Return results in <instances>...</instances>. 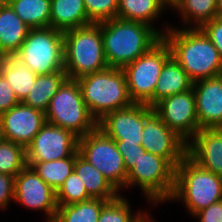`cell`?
<instances>
[{
	"mask_svg": "<svg viewBox=\"0 0 222 222\" xmlns=\"http://www.w3.org/2000/svg\"><path fill=\"white\" fill-rule=\"evenodd\" d=\"M79 154L98 169L119 191L126 189L127 171L115 140L100 128L78 139Z\"/></svg>",
	"mask_w": 222,
	"mask_h": 222,
	"instance_id": "cell-9",
	"label": "cell"
},
{
	"mask_svg": "<svg viewBox=\"0 0 222 222\" xmlns=\"http://www.w3.org/2000/svg\"><path fill=\"white\" fill-rule=\"evenodd\" d=\"M172 10L179 12L181 28H200L219 16L217 0H180Z\"/></svg>",
	"mask_w": 222,
	"mask_h": 222,
	"instance_id": "cell-26",
	"label": "cell"
},
{
	"mask_svg": "<svg viewBox=\"0 0 222 222\" xmlns=\"http://www.w3.org/2000/svg\"><path fill=\"white\" fill-rule=\"evenodd\" d=\"M74 171L80 177L91 198L115 200L121 193L106 179L103 174L76 151Z\"/></svg>",
	"mask_w": 222,
	"mask_h": 222,
	"instance_id": "cell-22",
	"label": "cell"
},
{
	"mask_svg": "<svg viewBox=\"0 0 222 222\" xmlns=\"http://www.w3.org/2000/svg\"><path fill=\"white\" fill-rule=\"evenodd\" d=\"M78 137L46 122L26 148L27 166L70 157L78 150Z\"/></svg>",
	"mask_w": 222,
	"mask_h": 222,
	"instance_id": "cell-12",
	"label": "cell"
},
{
	"mask_svg": "<svg viewBox=\"0 0 222 222\" xmlns=\"http://www.w3.org/2000/svg\"><path fill=\"white\" fill-rule=\"evenodd\" d=\"M168 8L161 0H119L117 18L142 22L153 27L161 36L171 26L158 28L154 23Z\"/></svg>",
	"mask_w": 222,
	"mask_h": 222,
	"instance_id": "cell-21",
	"label": "cell"
},
{
	"mask_svg": "<svg viewBox=\"0 0 222 222\" xmlns=\"http://www.w3.org/2000/svg\"><path fill=\"white\" fill-rule=\"evenodd\" d=\"M15 177L0 173V211H5L14 201Z\"/></svg>",
	"mask_w": 222,
	"mask_h": 222,
	"instance_id": "cell-36",
	"label": "cell"
},
{
	"mask_svg": "<svg viewBox=\"0 0 222 222\" xmlns=\"http://www.w3.org/2000/svg\"><path fill=\"white\" fill-rule=\"evenodd\" d=\"M124 196L109 201L100 212L98 222H144L150 216L146 210L132 212L129 200Z\"/></svg>",
	"mask_w": 222,
	"mask_h": 222,
	"instance_id": "cell-30",
	"label": "cell"
},
{
	"mask_svg": "<svg viewBox=\"0 0 222 222\" xmlns=\"http://www.w3.org/2000/svg\"><path fill=\"white\" fill-rule=\"evenodd\" d=\"M30 28L50 27L51 0H6Z\"/></svg>",
	"mask_w": 222,
	"mask_h": 222,
	"instance_id": "cell-27",
	"label": "cell"
},
{
	"mask_svg": "<svg viewBox=\"0 0 222 222\" xmlns=\"http://www.w3.org/2000/svg\"><path fill=\"white\" fill-rule=\"evenodd\" d=\"M153 110L186 143L200 130L193 88L162 99L153 106Z\"/></svg>",
	"mask_w": 222,
	"mask_h": 222,
	"instance_id": "cell-13",
	"label": "cell"
},
{
	"mask_svg": "<svg viewBox=\"0 0 222 222\" xmlns=\"http://www.w3.org/2000/svg\"><path fill=\"white\" fill-rule=\"evenodd\" d=\"M222 200V177L201 168L188 155L177 165L169 202L178 201L190 216Z\"/></svg>",
	"mask_w": 222,
	"mask_h": 222,
	"instance_id": "cell-3",
	"label": "cell"
},
{
	"mask_svg": "<svg viewBox=\"0 0 222 222\" xmlns=\"http://www.w3.org/2000/svg\"><path fill=\"white\" fill-rule=\"evenodd\" d=\"M37 75L64 70V34L53 27L30 29L15 54Z\"/></svg>",
	"mask_w": 222,
	"mask_h": 222,
	"instance_id": "cell-8",
	"label": "cell"
},
{
	"mask_svg": "<svg viewBox=\"0 0 222 222\" xmlns=\"http://www.w3.org/2000/svg\"><path fill=\"white\" fill-rule=\"evenodd\" d=\"M19 103L6 78L0 73V114L10 110Z\"/></svg>",
	"mask_w": 222,
	"mask_h": 222,
	"instance_id": "cell-37",
	"label": "cell"
},
{
	"mask_svg": "<svg viewBox=\"0 0 222 222\" xmlns=\"http://www.w3.org/2000/svg\"><path fill=\"white\" fill-rule=\"evenodd\" d=\"M217 7L219 16L222 17V0H217Z\"/></svg>",
	"mask_w": 222,
	"mask_h": 222,
	"instance_id": "cell-40",
	"label": "cell"
},
{
	"mask_svg": "<svg viewBox=\"0 0 222 222\" xmlns=\"http://www.w3.org/2000/svg\"><path fill=\"white\" fill-rule=\"evenodd\" d=\"M192 87L193 81L180 64L171 56L162 67L153 97L146 104L153 107L162 99L187 92Z\"/></svg>",
	"mask_w": 222,
	"mask_h": 222,
	"instance_id": "cell-19",
	"label": "cell"
},
{
	"mask_svg": "<svg viewBox=\"0 0 222 222\" xmlns=\"http://www.w3.org/2000/svg\"><path fill=\"white\" fill-rule=\"evenodd\" d=\"M91 199L83 182L73 170L56 191L57 206L75 204Z\"/></svg>",
	"mask_w": 222,
	"mask_h": 222,
	"instance_id": "cell-32",
	"label": "cell"
},
{
	"mask_svg": "<svg viewBox=\"0 0 222 222\" xmlns=\"http://www.w3.org/2000/svg\"><path fill=\"white\" fill-rule=\"evenodd\" d=\"M64 34V70L78 79L109 67L103 46L101 22L70 29Z\"/></svg>",
	"mask_w": 222,
	"mask_h": 222,
	"instance_id": "cell-5",
	"label": "cell"
},
{
	"mask_svg": "<svg viewBox=\"0 0 222 222\" xmlns=\"http://www.w3.org/2000/svg\"><path fill=\"white\" fill-rule=\"evenodd\" d=\"M14 202L26 209L44 212L46 222H53L58 208L56 191L27 165L15 176Z\"/></svg>",
	"mask_w": 222,
	"mask_h": 222,
	"instance_id": "cell-14",
	"label": "cell"
},
{
	"mask_svg": "<svg viewBox=\"0 0 222 222\" xmlns=\"http://www.w3.org/2000/svg\"><path fill=\"white\" fill-rule=\"evenodd\" d=\"M46 122L72 132L78 138L94 131L97 120L91 115L83 100L77 79L67 78L52 97L47 111Z\"/></svg>",
	"mask_w": 222,
	"mask_h": 222,
	"instance_id": "cell-6",
	"label": "cell"
},
{
	"mask_svg": "<svg viewBox=\"0 0 222 222\" xmlns=\"http://www.w3.org/2000/svg\"><path fill=\"white\" fill-rule=\"evenodd\" d=\"M200 129L222 128V74L193 82Z\"/></svg>",
	"mask_w": 222,
	"mask_h": 222,
	"instance_id": "cell-17",
	"label": "cell"
},
{
	"mask_svg": "<svg viewBox=\"0 0 222 222\" xmlns=\"http://www.w3.org/2000/svg\"><path fill=\"white\" fill-rule=\"evenodd\" d=\"M4 140V136H3V129L1 126V120H0V142Z\"/></svg>",
	"mask_w": 222,
	"mask_h": 222,
	"instance_id": "cell-41",
	"label": "cell"
},
{
	"mask_svg": "<svg viewBox=\"0 0 222 222\" xmlns=\"http://www.w3.org/2000/svg\"><path fill=\"white\" fill-rule=\"evenodd\" d=\"M0 120L4 140L21 144L25 148L46 123L44 112L22 102L0 114Z\"/></svg>",
	"mask_w": 222,
	"mask_h": 222,
	"instance_id": "cell-16",
	"label": "cell"
},
{
	"mask_svg": "<svg viewBox=\"0 0 222 222\" xmlns=\"http://www.w3.org/2000/svg\"><path fill=\"white\" fill-rule=\"evenodd\" d=\"M67 78L65 71L38 75L33 87L22 103L45 113L52 97Z\"/></svg>",
	"mask_w": 222,
	"mask_h": 222,
	"instance_id": "cell-25",
	"label": "cell"
},
{
	"mask_svg": "<svg viewBox=\"0 0 222 222\" xmlns=\"http://www.w3.org/2000/svg\"><path fill=\"white\" fill-rule=\"evenodd\" d=\"M175 171L167 159L145 152L128 171L126 189L140 188L151 206L166 203L173 194Z\"/></svg>",
	"mask_w": 222,
	"mask_h": 222,
	"instance_id": "cell-7",
	"label": "cell"
},
{
	"mask_svg": "<svg viewBox=\"0 0 222 222\" xmlns=\"http://www.w3.org/2000/svg\"><path fill=\"white\" fill-rule=\"evenodd\" d=\"M112 200L91 198L87 201L58 206L53 222H98L103 207Z\"/></svg>",
	"mask_w": 222,
	"mask_h": 222,
	"instance_id": "cell-28",
	"label": "cell"
},
{
	"mask_svg": "<svg viewBox=\"0 0 222 222\" xmlns=\"http://www.w3.org/2000/svg\"><path fill=\"white\" fill-rule=\"evenodd\" d=\"M141 146L157 156L167 159L175 168L187 155V143L171 130L153 110L145 104V125Z\"/></svg>",
	"mask_w": 222,
	"mask_h": 222,
	"instance_id": "cell-11",
	"label": "cell"
},
{
	"mask_svg": "<svg viewBox=\"0 0 222 222\" xmlns=\"http://www.w3.org/2000/svg\"><path fill=\"white\" fill-rule=\"evenodd\" d=\"M193 218L199 222H222V200L197 212Z\"/></svg>",
	"mask_w": 222,
	"mask_h": 222,
	"instance_id": "cell-38",
	"label": "cell"
},
{
	"mask_svg": "<svg viewBox=\"0 0 222 222\" xmlns=\"http://www.w3.org/2000/svg\"><path fill=\"white\" fill-rule=\"evenodd\" d=\"M164 5L169 8V9H173L174 6L180 1V0H161Z\"/></svg>",
	"mask_w": 222,
	"mask_h": 222,
	"instance_id": "cell-39",
	"label": "cell"
},
{
	"mask_svg": "<svg viewBox=\"0 0 222 222\" xmlns=\"http://www.w3.org/2000/svg\"><path fill=\"white\" fill-rule=\"evenodd\" d=\"M0 73L6 78L19 102L24 101L38 76L15 55L2 56Z\"/></svg>",
	"mask_w": 222,
	"mask_h": 222,
	"instance_id": "cell-24",
	"label": "cell"
},
{
	"mask_svg": "<svg viewBox=\"0 0 222 222\" xmlns=\"http://www.w3.org/2000/svg\"><path fill=\"white\" fill-rule=\"evenodd\" d=\"M26 165L23 145L8 140L0 142V173L15 177Z\"/></svg>",
	"mask_w": 222,
	"mask_h": 222,
	"instance_id": "cell-31",
	"label": "cell"
},
{
	"mask_svg": "<svg viewBox=\"0 0 222 222\" xmlns=\"http://www.w3.org/2000/svg\"><path fill=\"white\" fill-rule=\"evenodd\" d=\"M187 155L201 168L222 177V128L200 129L187 143Z\"/></svg>",
	"mask_w": 222,
	"mask_h": 222,
	"instance_id": "cell-18",
	"label": "cell"
},
{
	"mask_svg": "<svg viewBox=\"0 0 222 222\" xmlns=\"http://www.w3.org/2000/svg\"><path fill=\"white\" fill-rule=\"evenodd\" d=\"M76 152L60 160L38 162L33 168L43 181L57 191L74 170Z\"/></svg>",
	"mask_w": 222,
	"mask_h": 222,
	"instance_id": "cell-29",
	"label": "cell"
},
{
	"mask_svg": "<svg viewBox=\"0 0 222 222\" xmlns=\"http://www.w3.org/2000/svg\"><path fill=\"white\" fill-rule=\"evenodd\" d=\"M162 38L193 82L222 74V58L200 28L180 29L171 25Z\"/></svg>",
	"mask_w": 222,
	"mask_h": 222,
	"instance_id": "cell-1",
	"label": "cell"
},
{
	"mask_svg": "<svg viewBox=\"0 0 222 222\" xmlns=\"http://www.w3.org/2000/svg\"><path fill=\"white\" fill-rule=\"evenodd\" d=\"M145 125V104L131 106L106 114L98 121L100 128L115 141L141 145Z\"/></svg>",
	"mask_w": 222,
	"mask_h": 222,
	"instance_id": "cell-15",
	"label": "cell"
},
{
	"mask_svg": "<svg viewBox=\"0 0 222 222\" xmlns=\"http://www.w3.org/2000/svg\"><path fill=\"white\" fill-rule=\"evenodd\" d=\"M89 24L84 0H51L50 27L65 32Z\"/></svg>",
	"mask_w": 222,
	"mask_h": 222,
	"instance_id": "cell-23",
	"label": "cell"
},
{
	"mask_svg": "<svg viewBox=\"0 0 222 222\" xmlns=\"http://www.w3.org/2000/svg\"><path fill=\"white\" fill-rule=\"evenodd\" d=\"M29 30L30 28L4 0L0 5V54L15 55L20 50Z\"/></svg>",
	"mask_w": 222,
	"mask_h": 222,
	"instance_id": "cell-20",
	"label": "cell"
},
{
	"mask_svg": "<svg viewBox=\"0 0 222 222\" xmlns=\"http://www.w3.org/2000/svg\"><path fill=\"white\" fill-rule=\"evenodd\" d=\"M170 57V47L162 38L148 52L122 68L134 103L146 104L153 97L162 67Z\"/></svg>",
	"mask_w": 222,
	"mask_h": 222,
	"instance_id": "cell-10",
	"label": "cell"
},
{
	"mask_svg": "<svg viewBox=\"0 0 222 222\" xmlns=\"http://www.w3.org/2000/svg\"><path fill=\"white\" fill-rule=\"evenodd\" d=\"M91 115L101 120L109 112L131 106L126 76L122 68L108 67L77 79Z\"/></svg>",
	"mask_w": 222,
	"mask_h": 222,
	"instance_id": "cell-4",
	"label": "cell"
},
{
	"mask_svg": "<svg viewBox=\"0 0 222 222\" xmlns=\"http://www.w3.org/2000/svg\"><path fill=\"white\" fill-rule=\"evenodd\" d=\"M144 222H158V221H156L155 219L153 220V218L150 215Z\"/></svg>",
	"mask_w": 222,
	"mask_h": 222,
	"instance_id": "cell-42",
	"label": "cell"
},
{
	"mask_svg": "<svg viewBox=\"0 0 222 222\" xmlns=\"http://www.w3.org/2000/svg\"><path fill=\"white\" fill-rule=\"evenodd\" d=\"M91 23H100L117 17L119 0H84Z\"/></svg>",
	"mask_w": 222,
	"mask_h": 222,
	"instance_id": "cell-33",
	"label": "cell"
},
{
	"mask_svg": "<svg viewBox=\"0 0 222 222\" xmlns=\"http://www.w3.org/2000/svg\"><path fill=\"white\" fill-rule=\"evenodd\" d=\"M118 151L124 159V165L128 172L137 162L146 150L138 144L125 143L124 141H115Z\"/></svg>",
	"mask_w": 222,
	"mask_h": 222,
	"instance_id": "cell-34",
	"label": "cell"
},
{
	"mask_svg": "<svg viewBox=\"0 0 222 222\" xmlns=\"http://www.w3.org/2000/svg\"><path fill=\"white\" fill-rule=\"evenodd\" d=\"M200 29L209 38L222 58V17L218 16L204 23Z\"/></svg>",
	"mask_w": 222,
	"mask_h": 222,
	"instance_id": "cell-35",
	"label": "cell"
},
{
	"mask_svg": "<svg viewBox=\"0 0 222 222\" xmlns=\"http://www.w3.org/2000/svg\"><path fill=\"white\" fill-rule=\"evenodd\" d=\"M104 54L109 67L123 68L148 52L162 36L151 26L121 18L101 22Z\"/></svg>",
	"mask_w": 222,
	"mask_h": 222,
	"instance_id": "cell-2",
	"label": "cell"
}]
</instances>
